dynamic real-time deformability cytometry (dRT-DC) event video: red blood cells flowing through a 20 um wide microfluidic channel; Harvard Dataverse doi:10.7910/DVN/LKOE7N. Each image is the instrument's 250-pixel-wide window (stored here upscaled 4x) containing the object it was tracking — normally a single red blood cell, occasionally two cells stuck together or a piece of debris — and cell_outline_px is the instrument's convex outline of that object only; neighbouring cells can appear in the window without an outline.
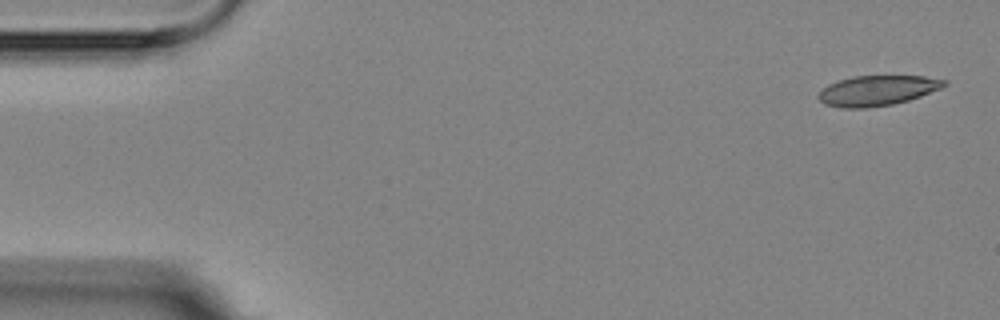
{"species": "Egyptian fruit bat (a non-hibernating species)", "species_latin": "Rousettus aegyptiacus", "temperature_condition": "room temperature", "stored_images_in_passage": 5, "camera_frame_rate_fps": 3000, "um_per_image_px": 0.085, "animal": {"sex": "female"}, "frame": {"image": 1, "passage_image": 1, "time_ms": 0.0, "image_size_px": [1000, 320], "cell_outline_px": [[948, 84], [940, 88], [920, 96], [908, 100], [892, 104], [868, 108], [840, 108], [824, 104], [816, 96], [828, 84], [852, 76], [924, 76], [948, 80]], "centroid_in_image_um": [74.56, 7.7], "position_along_channel_um": 10.4, "area_um2": 22.08}}
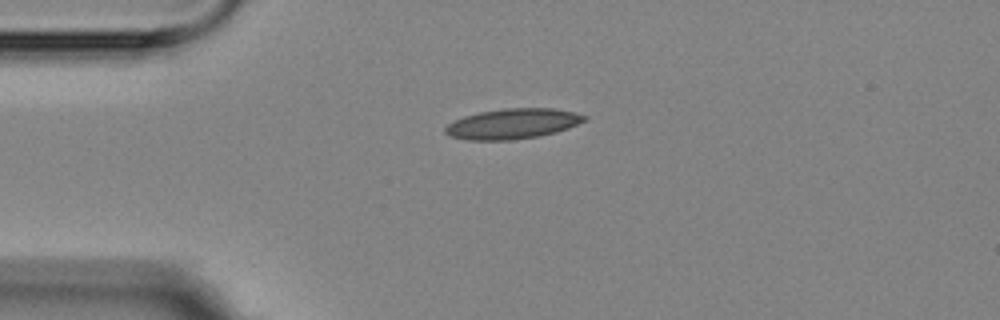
{"frame": {"image": 2, "passage_image": 4, "time_ms": 3.667, "image_size_px": [1000, 320], "cell_outline_px": [[588, 120], [568, 128], [556, 132], [540, 136], [512, 140], [468, 140], [448, 136], [444, 132], [444, 128], [448, 124], [464, 116], [480, 112], [504, 108], [552, 108], [576, 112], [588, 116]], "centroid_in_image_um": [43.6, 10.52], "position_along_channel_um": 41.4, "area_um2": 24.74}}